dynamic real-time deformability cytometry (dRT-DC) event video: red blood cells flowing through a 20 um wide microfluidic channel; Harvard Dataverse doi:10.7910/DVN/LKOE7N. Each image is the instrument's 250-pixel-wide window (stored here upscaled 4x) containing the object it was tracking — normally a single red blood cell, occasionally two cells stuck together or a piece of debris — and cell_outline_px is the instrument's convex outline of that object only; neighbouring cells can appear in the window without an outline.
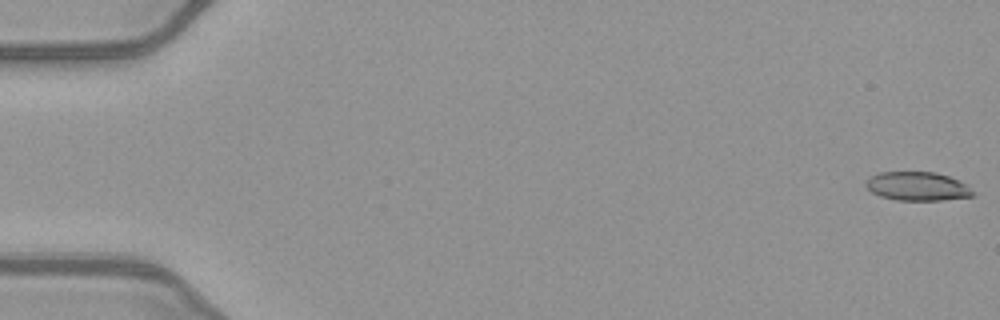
{"species": "common noctule bat (a hibernating species)", "species_latin": "Nyctalus noctula", "temperature_condition": "warm", "stored_images_in_passage": 52, "camera_frame_rate_fps": 3000, "um_per_image_px": 0.085, "animal": {"sex": "female", "body_mass_g": 21.9}, "frame": {"image": 1, "passage_image": 1, "time_ms": 0.0, "image_size_px": [1000, 320], "cell_outline_px": [[976, 196], [944, 200], [896, 200], [880, 196], [872, 192], [864, 184], [872, 176], [880, 172], [936, 172], [960, 180], [968, 184]], "centroid_in_image_um": [78.04, 15.84], "position_along_channel_um": 7.0, "area_um2": 18.03}}
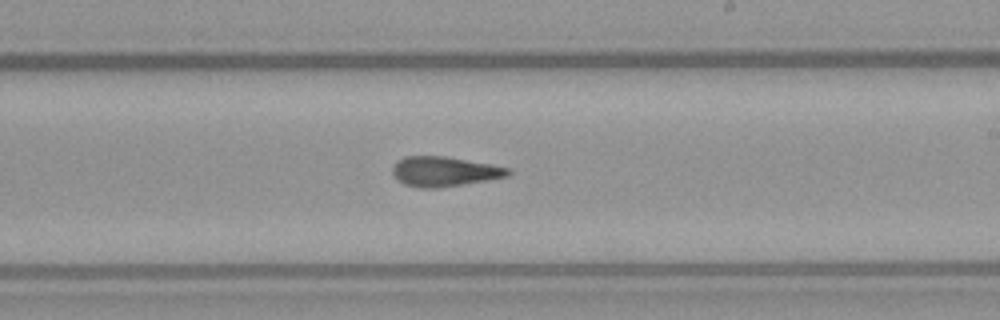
{"frame": {"image": 2, "passage_image": 31, "time_ms": 10.0, "image_size_px": [1000, 320], "cell_outline_px": [[512, 172], [508, 176], [436, 188], [420, 188], [404, 184], [396, 180], [392, 172], [392, 168], [396, 160], [408, 156], [444, 156], [492, 164], [512, 168]], "centroid_in_image_um": [37.75, 14.57], "position_along_channel_um": 251.3, "area_um2": 20.06}}
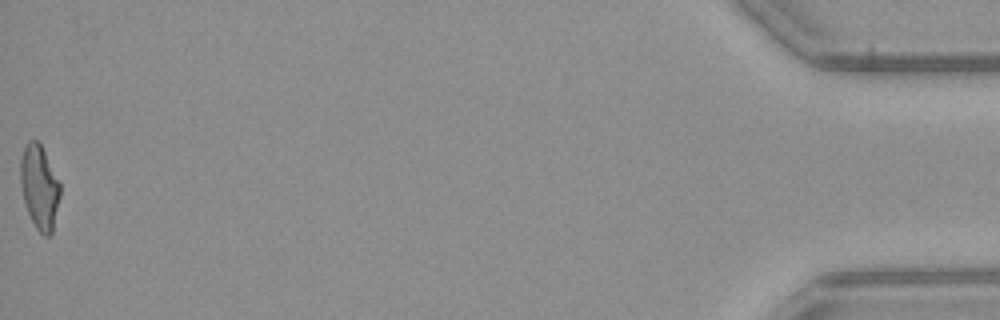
{"frame": {"image": 3, "passage_image": 52, "time_ms": 17.0, "image_size_px": [1000, 320], "cell_outline_px": [[60, 196], [52, 232], [48, 236], [44, 236], [36, 228], [28, 212], [24, 200], [20, 184], [20, 160], [24, 148], [28, 140], [36, 140], [40, 144], [60, 180]], "centroid_in_image_um": [3.36, 15.89], "position_along_channel_um": 431.8, "area_um2": 19.36}, "authors_computed_cell_mechanics": {"area_um2": 19.7098, "velocity_mm_per_s": 4.0521, "shape_relaxation_time_tau1_ms": null, "shape_relaxation_time_tau2_ms": 2.972, "deformation_change_tau1": null, "deformation_change_tau2": 0.1354}}